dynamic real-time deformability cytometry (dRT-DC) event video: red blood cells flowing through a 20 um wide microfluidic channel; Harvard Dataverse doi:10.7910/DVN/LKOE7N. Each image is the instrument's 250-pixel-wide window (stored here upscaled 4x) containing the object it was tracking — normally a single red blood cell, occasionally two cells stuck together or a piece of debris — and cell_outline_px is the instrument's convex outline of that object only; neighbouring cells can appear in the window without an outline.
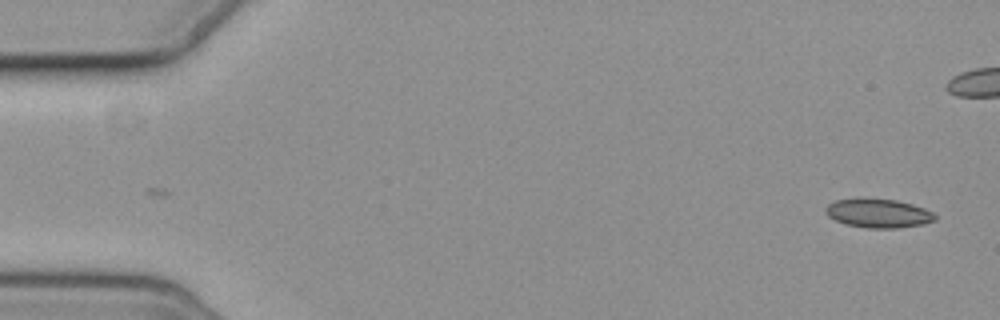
{"species": "common noctule bat (a hibernating species)", "species_latin": "Nyctalus noctula", "temperature_condition": "cold", "stored_images_in_passage": 2, "camera_frame_rate_fps": 3000, "um_per_image_px": 0.085, "animal": {"sex": "female", "body_mass_g": 19.3, "forearm_length_mm": 54.1}, "frame": {"image": 1, "passage_image": 2, "time_ms": 2.333, "image_size_px": [1000, 320], "cell_outline_px": [[936, 220], [924, 224], [896, 228], [868, 228], [848, 224], [836, 220], [828, 216], [824, 212], [824, 208], [828, 204], [836, 200], [896, 200], [912, 204], [924, 208], [932, 212], [936, 216]], "centroid_in_image_um": [74.69, 18.15], "position_along_channel_um": 10.3, "area_um2": 17.92}}